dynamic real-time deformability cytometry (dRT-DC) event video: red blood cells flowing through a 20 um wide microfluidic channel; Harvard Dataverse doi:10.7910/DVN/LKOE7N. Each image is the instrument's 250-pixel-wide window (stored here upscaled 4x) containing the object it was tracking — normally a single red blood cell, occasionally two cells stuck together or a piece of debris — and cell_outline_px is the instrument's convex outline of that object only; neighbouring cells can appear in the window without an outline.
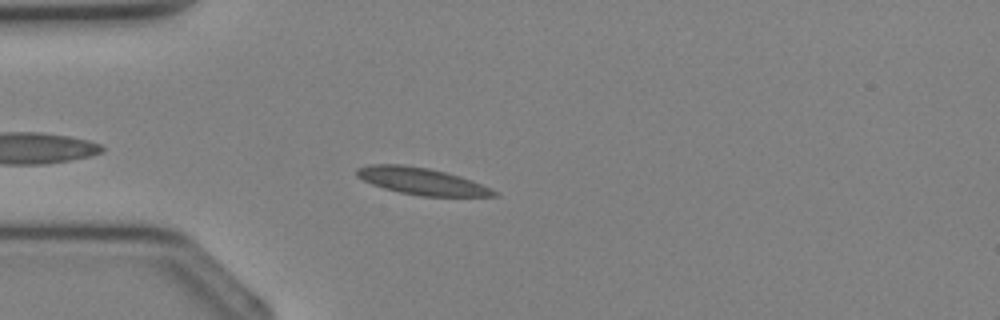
{"species": "Egyptian fruit bat (a non-hibernating species)", "species_latin": "Rousettus aegyptiacus", "temperature_condition": "cold", "stored_images_in_passage": 27, "camera_frame_rate_fps": 3000, "um_per_image_px": 0.085, "animal": {"sex": "female"}, "frame": {"image": 1, "passage_image": 3, "time_ms": 0.667, "image_size_px": [1000, 320], "cell_outline_px": [[500, 196], [420, 196], [400, 192], [384, 188], [372, 184], [356, 176], [356, 168], [368, 164], [400, 164], [428, 168], [460, 176], [500, 192]], "centroid_in_image_um": [35.82, 15.4], "position_along_channel_um": 49.2, "area_um2": 21.39}}
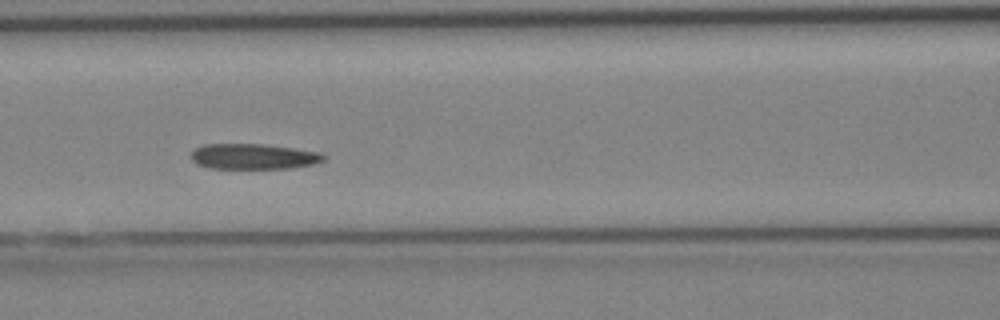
{"frame": {"image": 2, "passage_image": 9, "time_ms": 2.667, "image_size_px": [1000, 320], "cell_outline_px": [[324, 160], [312, 164], [288, 168], [212, 168], [196, 164], [192, 160], [192, 152], [196, 148], [204, 144], [264, 144], [320, 152], [324, 156]], "centroid_in_image_um": [21.52, 13.29], "position_along_channel_um": 145.1, "area_um2": 19.42}}
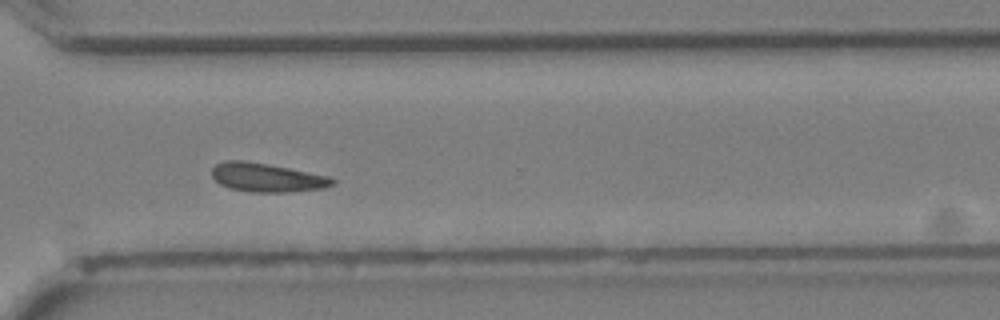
{"frame": {"image": 3, "passage_image": 20, "time_ms": 6.333, "image_size_px": [1000, 320], "cell_outline_px": [[336, 184], [324, 188], [288, 192], [252, 192], [228, 188], [220, 184], [212, 176], [212, 168], [216, 164], [224, 160], [240, 160], [288, 168], [328, 176], [336, 180]], "centroid_in_image_um": [22.68, 15.1], "position_along_channel_um": 347.9, "area_um2": 20.06}}